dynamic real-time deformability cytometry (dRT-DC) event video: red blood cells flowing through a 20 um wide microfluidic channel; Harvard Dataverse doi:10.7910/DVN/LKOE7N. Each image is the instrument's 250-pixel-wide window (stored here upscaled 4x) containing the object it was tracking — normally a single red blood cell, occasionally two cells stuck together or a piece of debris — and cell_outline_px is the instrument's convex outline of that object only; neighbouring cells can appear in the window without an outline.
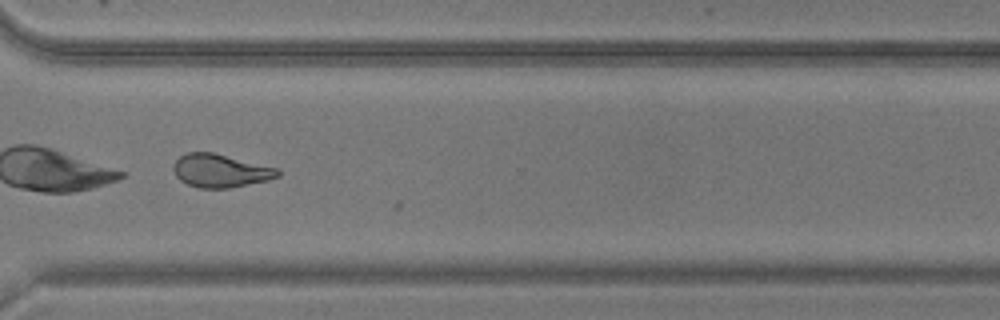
{"species": "common noctule bat (a hibernating species)", "species_latin": "Nyctalus noctula", "temperature_condition": "warm", "stored_images_in_passage": 45, "camera_frame_rate_fps": 3000, "um_per_image_px": 0.085, "animal": {"sex": "male", "body_mass_g": 20.5, "forearm_length_mm": 52.5}, "frame": {"image": 1, "passage_image": 35, "time_ms": 11.333, "image_size_px": [1000, 320], "cell_outline_px": [[280, 176], [268, 180], [228, 188], [200, 188], [188, 184], [180, 180], [176, 176], [172, 168], [172, 164], [180, 156], [188, 152], [212, 152], [276, 168], [280, 172]], "centroid_in_image_um": [18.7, 14.51], "position_along_channel_um": 351.9, "area_um2": 20.0}}